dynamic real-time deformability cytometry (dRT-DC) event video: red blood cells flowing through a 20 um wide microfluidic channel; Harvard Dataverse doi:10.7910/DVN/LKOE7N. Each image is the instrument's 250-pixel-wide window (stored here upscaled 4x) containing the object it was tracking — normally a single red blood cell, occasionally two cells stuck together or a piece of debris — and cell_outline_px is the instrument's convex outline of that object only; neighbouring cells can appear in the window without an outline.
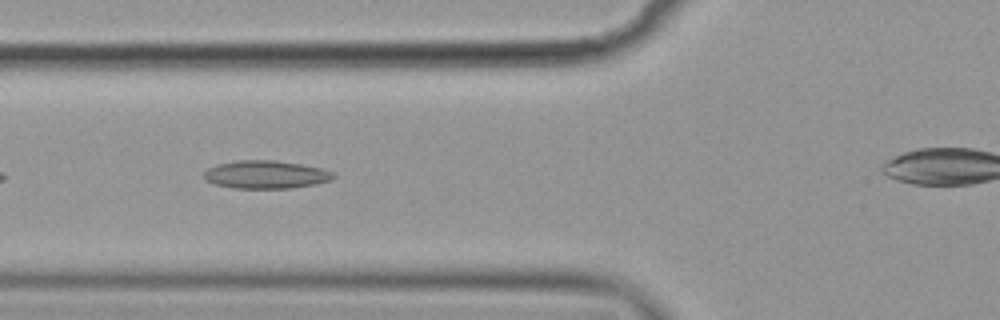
{"species": "common noctule bat (a hibernating species)", "species_latin": "Nyctalus noctula", "temperature_condition": "cold", "stored_images_in_passage": 34, "camera_frame_rate_fps": 3000, "um_per_image_px": 0.085, "animal": {"sex": "female", "body_mass_g": 19.9}, "frame": {"image": 1, "passage_image": 6, "time_ms": 1.667, "image_size_px": [1000, 320], "cell_outline_px": [[336, 176], [332, 180], [316, 184], [292, 188], [232, 188], [216, 184], [204, 180], [204, 172], [208, 168], [216, 164], [236, 160], [272, 160], [300, 164], [320, 168], [332, 172]], "centroid_in_image_um": [22.58, 14.84], "position_along_channel_um": 103.2, "area_um2": 21.15}}
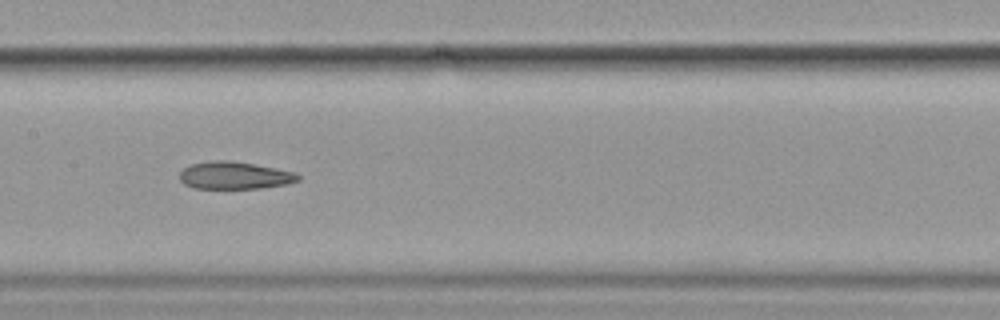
{"frame": {"image": 2, "passage_image": 13, "time_ms": 4.0, "image_size_px": [1000, 320], "cell_outline_px": [[300, 180], [288, 184], [260, 188], [196, 188], [184, 184], [180, 180], [180, 172], [184, 168], [192, 164], [216, 160], [232, 160], [276, 168], [296, 172], [300, 176]], "centroid_in_image_um": [19.98, 14.91], "position_along_channel_um": 187.4, "area_um2": 18.9}}
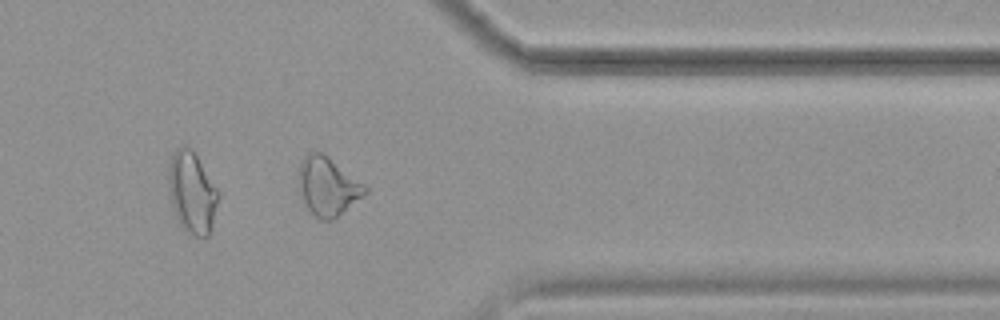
{"frame": {"image": 3, "passage_image": 30, "time_ms": 9.667, "image_size_px": [1000, 320], "cell_outline_px": [[368, 192], [332, 220], [320, 220], [308, 208], [304, 200], [300, 184], [300, 160], [308, 152], [324, 152], [364, 184], [368, 188]], "centroid_in_image_um": [27.89, 15.8], "position_along_channel_um": 383.5, "area_um2": 22.14}}